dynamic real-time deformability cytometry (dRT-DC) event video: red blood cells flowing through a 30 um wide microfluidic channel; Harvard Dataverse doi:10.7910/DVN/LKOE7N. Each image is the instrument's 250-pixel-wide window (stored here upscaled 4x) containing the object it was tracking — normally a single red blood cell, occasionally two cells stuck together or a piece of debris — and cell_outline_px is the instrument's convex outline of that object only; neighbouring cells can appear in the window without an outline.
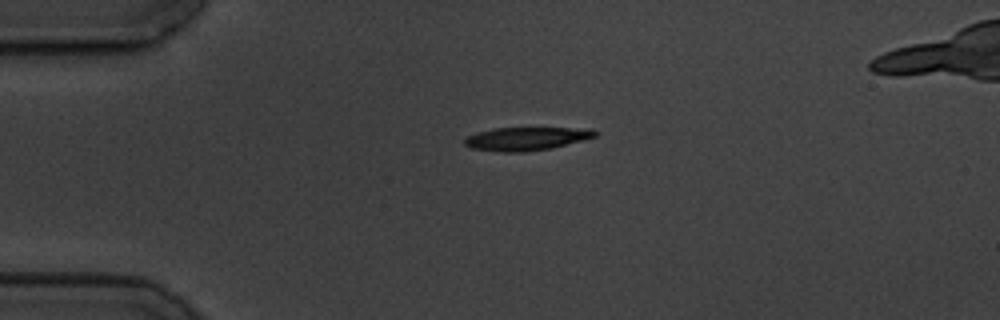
{"species": "common noctule bat (a hibernating species)", "species_latin": "Nyctalus noctula", "temperature_condition": "cold", "stored_images_in_passage": 3, "camera_frame_rate_fps": 3000, "um_per_image_px": 0.085, "animal": {"sex": "male", "body_mass_g": 19.5, "forearm_length_mm": 54.6}, "frame": {"image": 1, "passage_image": 1, "time_ms": 0.0, "image_size_px": [1000, 320], "cell_outline_px": [[596, 136], [584, 140], [552, 148], [524, 152], [500, 152], [472, 148], [464, 144], [464, 140], [468, 136], [476, 132], [492, 128], [592, 128], [596, 132]], "centroid_in_image_um": [44.73, 11.79], "position_along_channel_um": 40.3, "area_um2": 17.74}}
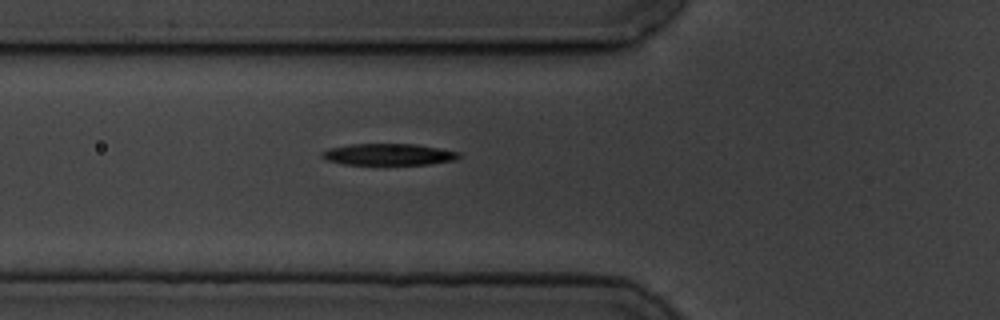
{"frame": {"image": 2, "passage_image": 3, "time_ms": 2.333, "image_size_px": [1000, 320], "cell_outline_px": [[460, 156], [456, 160], [428, 164], [344, 164], [328, 160], [320, 156], [320, 152], [328, 148], [348, 144], [416, 144], [440, 148], [460, 152]], "centroid_in_image_um": [33.02, 13.11], "position_along_channel_um": 92.8, "area_um2": 17.22}}